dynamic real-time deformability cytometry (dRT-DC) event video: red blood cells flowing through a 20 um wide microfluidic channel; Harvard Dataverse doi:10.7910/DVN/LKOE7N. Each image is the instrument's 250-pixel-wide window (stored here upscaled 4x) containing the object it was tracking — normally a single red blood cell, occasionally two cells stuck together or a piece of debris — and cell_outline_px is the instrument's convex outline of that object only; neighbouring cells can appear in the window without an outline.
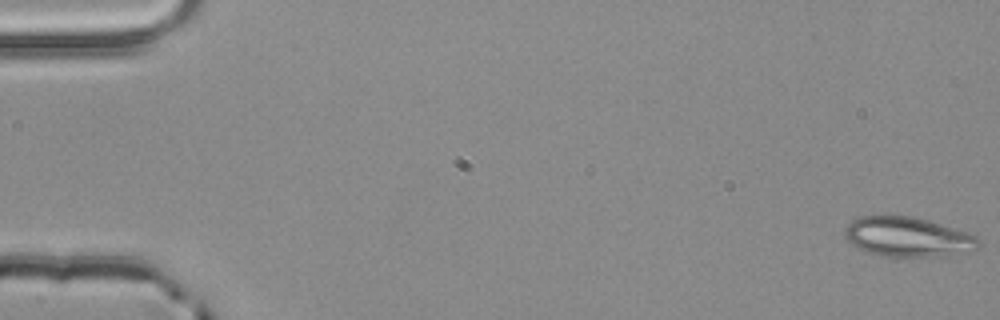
{"species": "common noctule bat (a hibernating species)", "species_latin": "Nyctalus noctula", "temperature_condition": "room temperature", "stored_images_in_passage": 4, "camera_frame_rate_fps": 3000, "um_per_image_px": 0.085, "animal": {"sex": "male", "body_mass_g": 20.4}, "frame": {"image": 1, "passage_image": 1, "time_ms": 0.0, "image_size_px": [1000, 320], "cell_outline_px": [[980, 240], [976, 248], [972, 252], [948, 256], [880, 256], [868, 252], [852, 244], [844, 236], [844, 228], [852, 220], [860, 216], [884, 212], [912, 216], [928, 220], [968, 232], [976, 236]], "centroid_in_image_um": [77.14, 20.1], "position_along_channel_um": 7.9, "area_um2": 31.79}}